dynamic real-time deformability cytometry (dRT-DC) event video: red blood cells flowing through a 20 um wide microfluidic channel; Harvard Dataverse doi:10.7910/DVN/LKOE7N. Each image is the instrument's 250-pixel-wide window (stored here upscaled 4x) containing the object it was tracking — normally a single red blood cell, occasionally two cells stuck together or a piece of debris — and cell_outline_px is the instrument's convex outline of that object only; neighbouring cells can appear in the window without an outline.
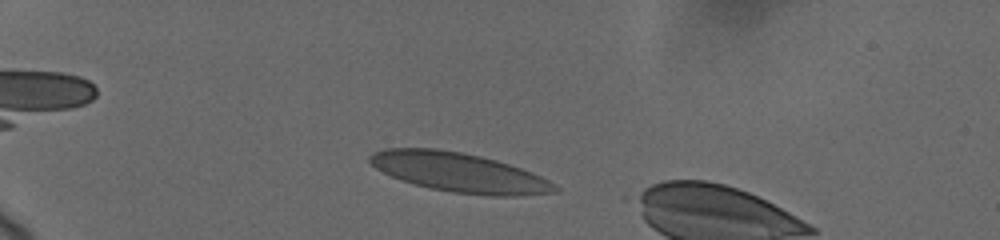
{"species": "human", "species_latin": "Homo sapiens", "temperature_condition": "cold", "stored_images_in_passage": 59, "camera_frame_rate_fps": 3000, "um_per_image_px": 0.085, "donor": {"sex": "female"}, "frame": {"image": 1, "passage_image": 9, "time_ms": 2.0, "image_size_px": [1000, 240], "cell_outline_px": [[560, 188], [556, 192], [516, 196], [492, 196], [452, 192], [412, 184], [400, 180], [376, 168], [368, 160], [368, 156], [372, 152], [384, 148], [436, 148], [460, 152], [480, 156], [496, 160], [532, 172], [548, 180]], "centroid_in_image_um": [39.0, 14.65], "position_along_channel_um": 46.0, "area_um2": 42.31}}
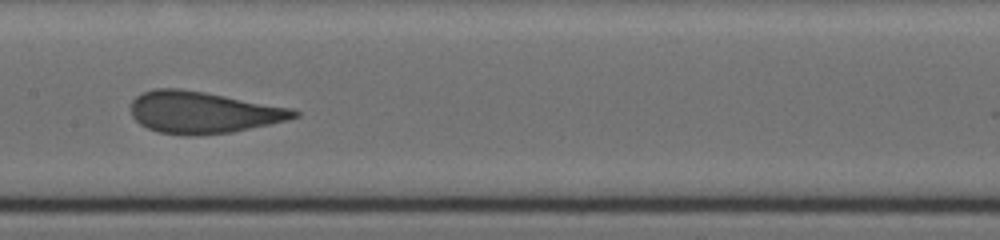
{"frame": {"image": 2, "passage_image": 28, "time_ms": 7.333, "image_size_px": [1000, 240], "cell_outline_px": [[300, 116], [288, 120], [232, 132], [192, 136], [188, 136], [160, 132], [148, 128], [140, 124], [132, 116], [132, 100], [136, 96], [144, 92], [156, 88], [176, 88], [204, 92], [292, 108], [300, 112]], "centroid_in_image_um": [17.27, 9.56], "position_along_channel_um": 190.1, "area_um2": 39.54}}
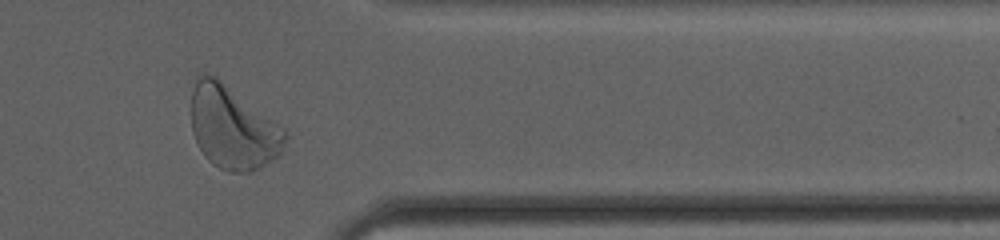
{"frame": {"image": 3, "passage_image": 50, "time_ms": 13.0, "image_size_px": [1000, 240], "cell_outline_px": [[288, 136], [284, 152], [260, 168], [248, 172], [228, 172], [212, 164], [204, 156], [192, 132], [192, 92], [196, 76], [200, 72], [204, 72], [216, 76], [284, 128], [288, 132]], "centroid_in_image_um": [19.8, 10.85], "position_along_channel_um": 391.6, "area_um2": 45.72}}